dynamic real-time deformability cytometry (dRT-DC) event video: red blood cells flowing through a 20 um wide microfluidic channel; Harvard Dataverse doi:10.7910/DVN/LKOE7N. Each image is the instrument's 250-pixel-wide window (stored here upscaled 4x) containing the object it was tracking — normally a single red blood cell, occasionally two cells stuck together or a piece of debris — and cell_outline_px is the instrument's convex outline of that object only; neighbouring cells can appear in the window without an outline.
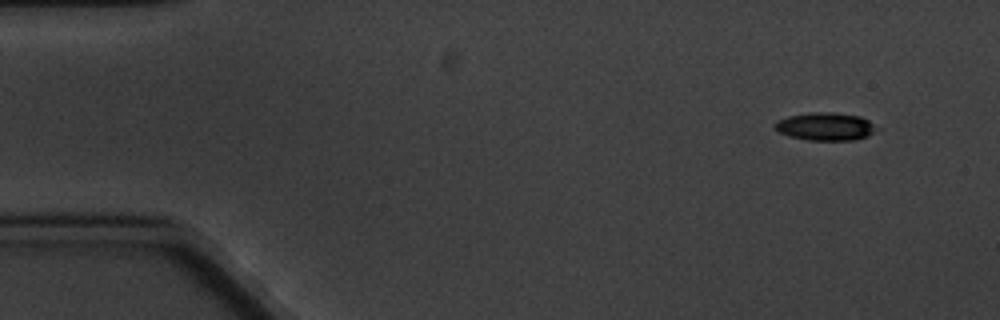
{"species": "common noctule bat (a hibernating species)", "species_latin": "Nyctalus noctula", "temperature_condition": "cold", "stored_images_in_passage": 7, "camera_frame_rate_fps": 3000, "um_per_image_px": 0.085, "animal": {"sex": "male", "body_mass_g": 20.1, "forearm_length_mm": 53.5}, "frame": {"image": 1, "passage_image": 1, "time_ms": 0.0, "image_size_px": [1000, 320], "cell_outline_px": [[880, 128], [868, 136], [852, 140], [808, 140], [788, 136], [776, 132], [772, 124], [776, 120], [788, 116], [808, 112], [832, 112], [860, 116], [868, 120]], "centroid_in_image_um": [70.12, 10.75], "position_along_channel_um": 14.9, "area_um2": 16.88}}